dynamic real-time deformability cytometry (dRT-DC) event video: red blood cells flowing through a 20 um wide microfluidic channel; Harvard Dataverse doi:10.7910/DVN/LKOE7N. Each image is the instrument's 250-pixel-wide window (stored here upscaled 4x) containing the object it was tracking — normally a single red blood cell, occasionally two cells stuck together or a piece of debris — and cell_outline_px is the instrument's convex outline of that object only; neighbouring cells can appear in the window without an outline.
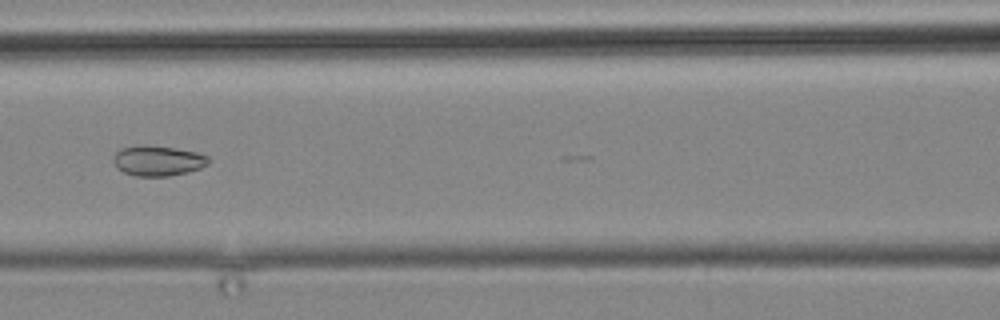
{"species": "common noctule bat (a hibernating species)", "species_latin": "Nyctalus noctula", "temperature_condition": "cold", "stored_images_in_passage": 11, "camera_frame_rate_fps": 3000, "um_per_image_px": 0.085, "animal": {"sex": "male", "body_mass_g": 19.2, "forearm_length_mm": 51.8}, "frame": {"image": 1, "passage_image": 11, "time_ms": 12.667, "image_size_px": [1000, 320], "cell_outline_px": [[208, 164], [200, 168], [188, 172], [168, 176], [136, 176], [124, 172], [116, 168], [112, 160], [112, 156], [120, 148], [140, 144], [144, 144], [176, 148], [196, 152], [208, 156]], "centroid_in_image_um": [13.37, 13.65], "position_along_channel_um": 153.2, "area_um2": 16.99}}